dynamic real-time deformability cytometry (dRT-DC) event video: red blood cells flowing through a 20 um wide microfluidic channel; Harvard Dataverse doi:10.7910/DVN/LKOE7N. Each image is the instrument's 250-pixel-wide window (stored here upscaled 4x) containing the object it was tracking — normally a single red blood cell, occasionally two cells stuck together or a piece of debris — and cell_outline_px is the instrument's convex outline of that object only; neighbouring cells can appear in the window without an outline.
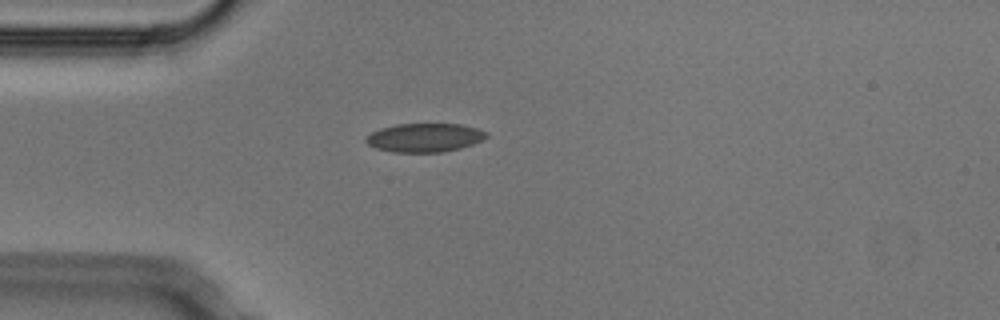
{"species": "Egyptian fruit bat (a non-hibernating species)", "species_latin": "Rousettus aegyptiacus", "temperature_condition": "cold", "stored_images_in_passage": 2, "camera_frame_rate_fps": 3000, "um_per_image_px": 0.085, "animal": {"sex": "male"}, "frame": {"image": 1, "passage_image": 1, "time_ms": 0.0, "image_size_px": [1000, 320], "cell_outline_px": [[488, 136], [484, 140], [460, 148], [440, 152], [392, 152], [376, 148], [368, 144], [364, 140], [364, 136], [380, 128], [396, 124], [460, 124], [476, 128], [488, 132]], "centroid_in_image_um": [36.08, 11.69], "position_along_channel_um": 48.9, "area_um2": 20.23}}